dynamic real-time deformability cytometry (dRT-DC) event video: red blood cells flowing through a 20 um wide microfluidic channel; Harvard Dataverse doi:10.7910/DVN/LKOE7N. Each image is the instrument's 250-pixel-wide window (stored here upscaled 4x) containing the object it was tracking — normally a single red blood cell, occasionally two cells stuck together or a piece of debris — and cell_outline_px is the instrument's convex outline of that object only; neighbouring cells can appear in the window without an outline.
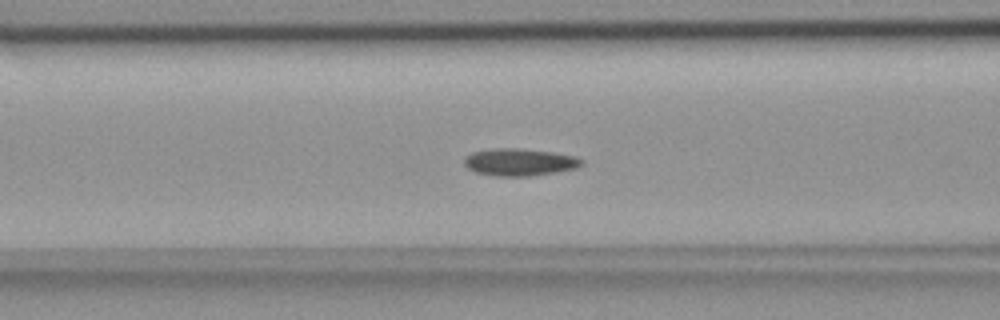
{"species": "common noctule bat (a hibernating species)", "species_latin": "Nyctalus noctula", "temperature_condition": "room temperature", "stored_images_in_passage": 39, "camera_frame_rate_fps": 3000, "um_per_image_px": 0.085, "animal": {"sex": "female", "body_mass_g": 18.4}, "frame": {"image": 1, "passage_image": 6, "time_ms": 1.667, "image_size_px": [1000, 320], "cell_outline_px": [[584, 164], [576, 168], [528, 176], [496, 176], [476, 172], [468, 168], [464, 164], [464, 156], [472, 152], [492, 148], [520, 148], [552, 152], [576, 156], [584, 160]], "centroid_in_image_um": [44.15, 13.76], "position_along_channel_um": 122.5, "area_um2": 18.67}}
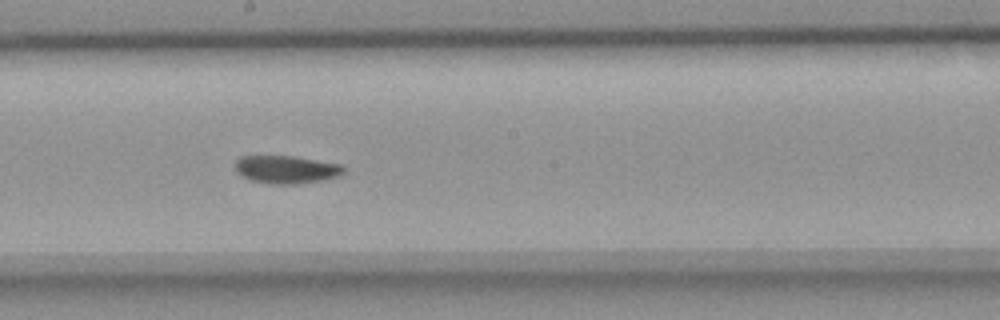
{"frame": {"image": 2, "passage_image": 14, "time_ms": 4.333, "image_size_px": [1000, 320], "cell_outline_px": [[344, 172], [340, 176], [324, 180], [296, 184], [268, 184], [252, 180], [236, 172], [236, 160], [240, 156], [292, 156], [344, 164]], "centroid_in_image_um": [24.38, 14.41], "position_along_channel_um": 223.8, "area_um2": 17.74}}
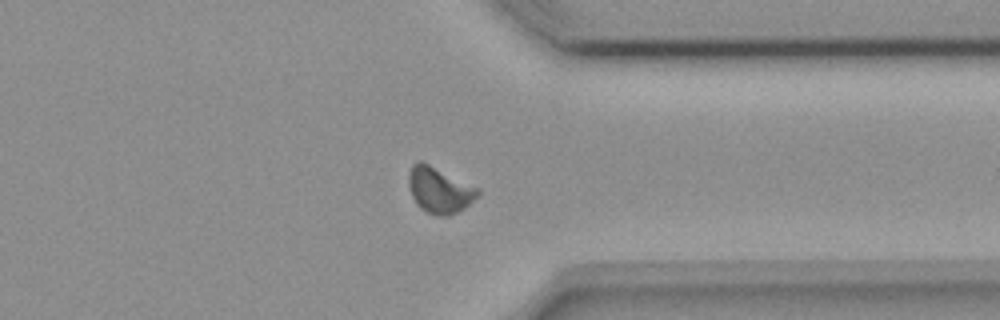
{"frame": {"image": 3, "passage_image": 26, "time_ms": 8.333, "image_size_px": [1000, 320], "cell_outline_px": [[480, 192], [464, 208], [448, 216], [436, 216], [420, 208], [416, 204], [412, 196], [408, 184], [408, 172], [412, 164], [416, 160], [420, 160], [480, 188]], "centroid_in_image_um": [37.31, 16.14], "position_along_channel_um": 374.1, "area_um2": 18.5}, "authors_computed_cell_mechanics": {"area_um2": 17.7446, "velocity_mm_per_s": 3.8129, "shape_relaxation_time_tau1_ms": 6.6635, "shape_relaxation_time_tau2_ms": 5.5876, "deformation_change_tau1": 0.1354, "deformation_change_tau2": 0.0914}}